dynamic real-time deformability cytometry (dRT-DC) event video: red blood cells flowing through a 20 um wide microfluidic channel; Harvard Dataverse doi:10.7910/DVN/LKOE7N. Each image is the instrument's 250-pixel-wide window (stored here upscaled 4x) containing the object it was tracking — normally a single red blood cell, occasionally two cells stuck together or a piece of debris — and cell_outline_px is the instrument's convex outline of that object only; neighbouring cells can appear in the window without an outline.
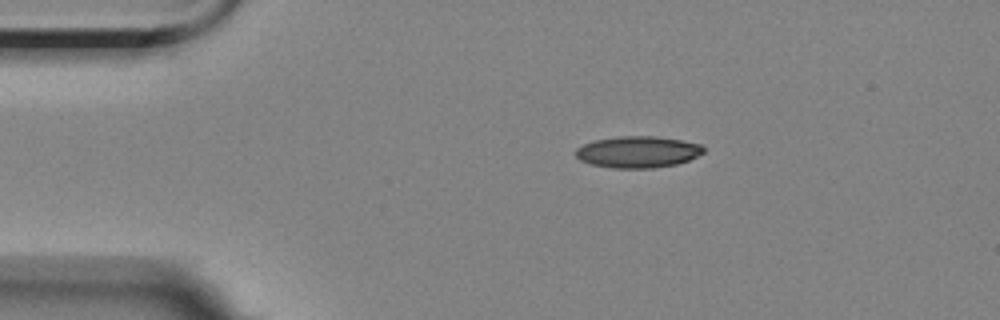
{"species": "Egyptian fruit bat (a non-hibernating species)", "species_latin": "Rousettus aegyptiacus", "temperature_condition": "room temperature", "stored_images_in_passage": 3, "camera_frame_rate_fps": 3000, "um_per_image_px": 0.085, "animal": {"sex": "female"}, "frame": {"image": 1, "passage_image": 1, "time_ms": 0.0, "image_size_px": [1000, 320], "cell_outline_px": [[704, 152], [688, 160], [676, 164], [652, 168], [612, 168], [592, 164], [580, 160], [576, 156], [576, 148], [584, 144], [596, 140], [620, 136], [656, 136], [680, 140], [700, 144], [704, 148]], "centroid_in_image_um": [54.21, 12.91], "position_along_channel_um": 30.8, "area_um2": 23.29}}